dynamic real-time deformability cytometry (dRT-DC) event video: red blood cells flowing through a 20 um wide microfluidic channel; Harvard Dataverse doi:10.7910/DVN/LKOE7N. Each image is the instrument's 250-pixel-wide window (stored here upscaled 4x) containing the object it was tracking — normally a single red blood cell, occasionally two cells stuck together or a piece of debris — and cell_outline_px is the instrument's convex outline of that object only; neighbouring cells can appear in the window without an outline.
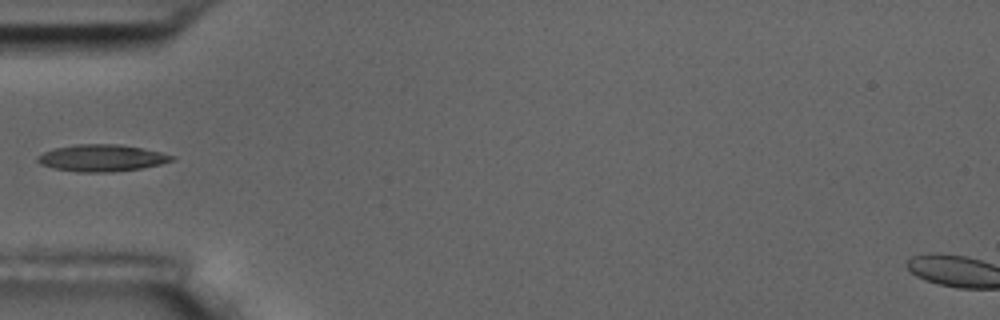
{"species": "common noctule bat (a hibernating species)", "species_latin": "Nyctalus noctula", "temperature_condition": "room temperature", "stored_images_in_passage": 6, "camera_frame_rate_fps": 3000, "um_per_image_px": 0.085, "animal": {"sex": "male", "body_mass_g": 17.5, "forearm_length_mm": 52.3}, "frame": {"image": 1, "passage_image": 6, "time_ms": 6.667, "image_size_px": [1000, 320], "cell_outline_px": [[176, 160], [160, 164], [140, 168], [112, 172], [80, 172], [56, 168], [40, 164], [36, 160], [36, 156], [52, 148], [76, 144], [120, 144], [160, 152], [176, 156]], "centroid_in_image_um": [8.64, 13.42], "position_along_channel_um": 76.4, "area_um2": 20.98}}